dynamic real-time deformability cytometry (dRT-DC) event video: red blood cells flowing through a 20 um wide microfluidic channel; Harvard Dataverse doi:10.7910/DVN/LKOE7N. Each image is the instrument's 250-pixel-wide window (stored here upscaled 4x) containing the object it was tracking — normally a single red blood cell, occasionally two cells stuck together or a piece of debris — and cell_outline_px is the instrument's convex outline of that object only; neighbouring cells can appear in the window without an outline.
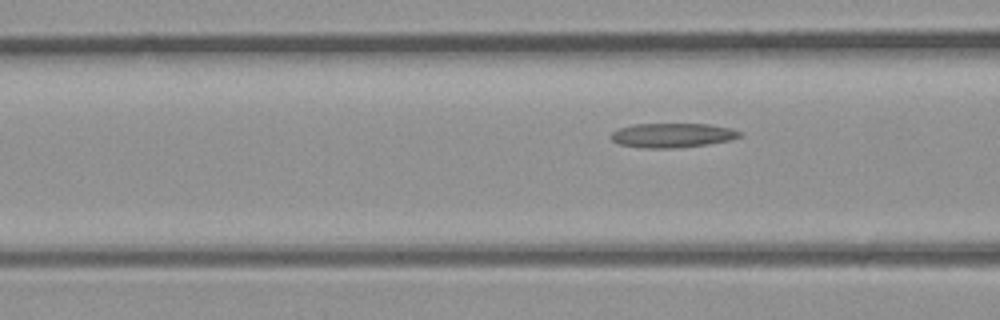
{"species": "common noctule bat (a hibernating species)", "species_latin": "Nyctalus noctula", "temperature_condition": "room temperature", "stored_images_in_passage": 6, "segment_of_instrument_passage": [2, 2], "camera_frame_rate_fps": 3000, "um_per_image_px": 0.085, "animal": {"sex": "male", "body_mass_g": 23.1, "forearm_length_mm": 52.7}, "frame": {"image": 1, "passage_image": 6, "time_ms": 1.667, "image_size_px": [1000, 320], "cell_outline_px": [[740, 136], [732, 140], [708, 144], [676, 148], [640, 148], [620, 144], [612, 140], [612, 132], [620, 128], [632, 124], [708, 124], [732, 128], [740, 132]], "centroid_in_image_um": [57.16, 11.5], "position_along_channel_um": 109.4, "area_um2": 18.26}}